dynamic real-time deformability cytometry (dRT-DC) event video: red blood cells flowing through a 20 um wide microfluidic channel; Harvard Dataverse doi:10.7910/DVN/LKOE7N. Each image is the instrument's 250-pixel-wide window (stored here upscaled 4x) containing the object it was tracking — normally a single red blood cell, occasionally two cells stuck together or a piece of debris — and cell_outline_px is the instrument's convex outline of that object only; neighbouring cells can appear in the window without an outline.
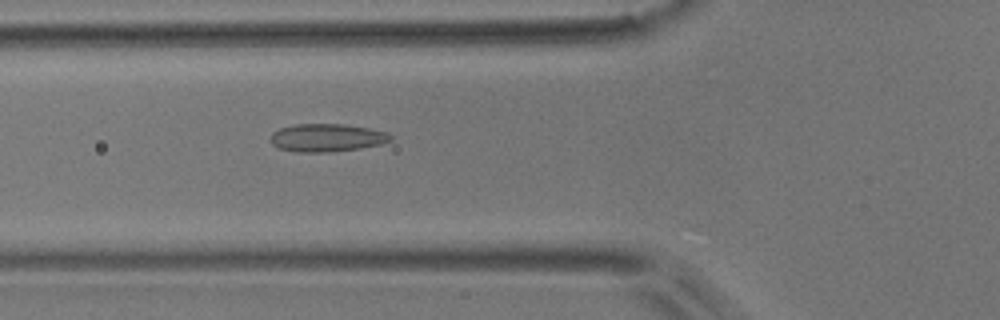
{"species": "common noctule bat (a hibernating species)", "species_latin": "Nyctalus noctula", "temperature_condition": "room temperature", "stored_images_in_passage": 2, "camera_frame_rate_fps": 3000, "um_per_image_px": 0.085, "animal": {"sex": "male", "body_mass_g": 17.9}, "frame": {"image": 1, "passage_image": 2, "time_ms": 1.0, "image_size_px": [1000, 320], "cell_outline_px": [[392, 140], [380, 144], [360, 148], [332, 152], [296, 152], [280, 148], [272, 144], [272, 132], [280, 128], [296, 124], [344, 124], [368, 128], [388, 132], [392, 136]], "centroid_in_image_um": [27.8, 11.7], "position_along_channel_um": 98.0, "area_um2": 19.48}}